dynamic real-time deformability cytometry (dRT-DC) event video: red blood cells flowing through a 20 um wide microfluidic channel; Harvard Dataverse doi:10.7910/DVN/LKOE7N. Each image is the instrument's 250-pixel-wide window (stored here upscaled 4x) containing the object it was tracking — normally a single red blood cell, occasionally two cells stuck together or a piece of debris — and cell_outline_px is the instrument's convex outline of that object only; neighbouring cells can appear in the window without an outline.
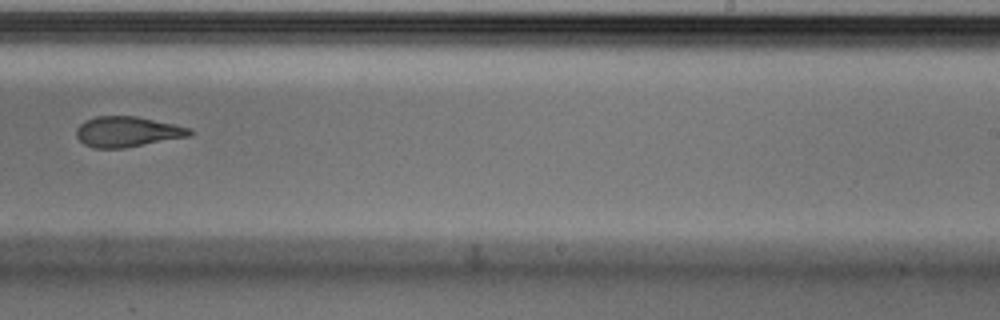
{"species": "Egyptian fruit bat (a non-hibernating species)", "species_latin": "Rousettus aegyptiacus", "temperature_condition": "cold", "stored_images_in_passage": 10, "camera_frame_rate_fps": 3000, "um_per_image_px": 0.085, "animal": {"sex": "male"}, "frame": {"image": 1, "passage_image": 9, "time_ms": 2.667, "image_size_px": [1000, 320], "cell_outline_px": [[192, 136], [124, 148], [92, 148], [84, 144], [76, 136], [76, 128], [84, 120], [96, 116], [136, 116], [192, 128]], "centroid_in_image_um": [10.82, 11.2], "position_along_channel_um": 278.2, "area_um2": 20.23}}